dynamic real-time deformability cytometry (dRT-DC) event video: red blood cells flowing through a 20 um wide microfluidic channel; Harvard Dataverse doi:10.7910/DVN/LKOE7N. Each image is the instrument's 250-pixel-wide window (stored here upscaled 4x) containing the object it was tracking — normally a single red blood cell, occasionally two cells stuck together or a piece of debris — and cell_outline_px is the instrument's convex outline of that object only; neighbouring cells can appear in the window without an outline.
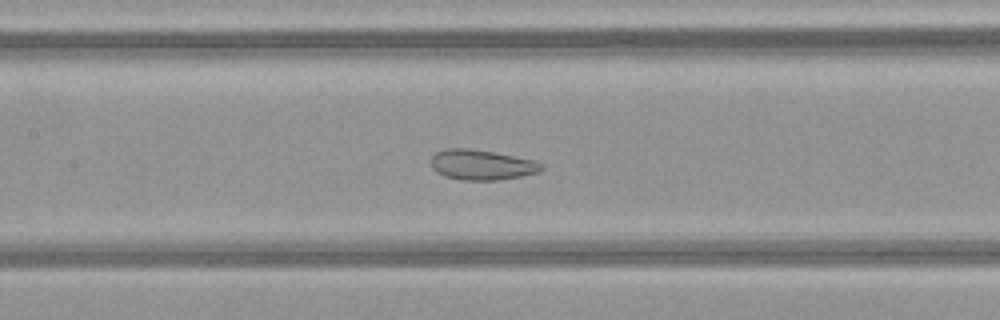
{"species": "common noctule bat (a hibernating species)", "species_latin": "Nyctalus noctula", "temperature_condition": "warm", "stored_images_in_passage": 51, "camera_frame_rate_fps": 3000, "um_per_image_px": 0.085, "animal": {"sex": "female", "body_mass_g": 21.9}, "frame": {"image": 1, "passage_image": 24, "time_ms": 7.667, "image_size_px": [1000, 320], "cell_outline_px": [[544, 168], [540, 172], [520, 176], [496, 180], [460, 180], [444, 176], [436, 172], [432, 168], [432, 156], [436, 152], [444, 148], [468, 148], [496, 152], [532, 160], [544, 164]], "centroid_in_image_um": [40.93, 14.0], "position_along_channel_um": 166.5, "area_um2": 19.54}}
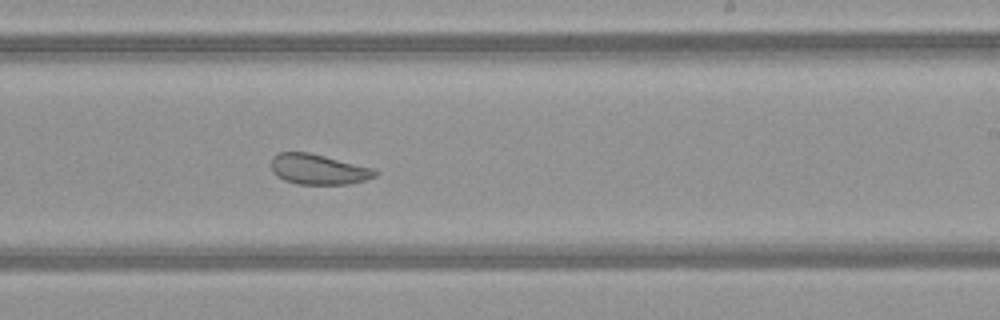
{"frame": {"image": 2, "passage_image": 31, "time_ms": 10.0, "image_size_px": [1000, 320], "cell_outline_px": [[376, 176], [364, 180], [348, 184], [296, 184], [284, 180], [276, 176], [272, 172], [272, 156], [276, 152], [308, 152], [376, 168]], "centroid_in_image_um": [27.04, 14.38], "position_along_channel_um": 262.0, "area_um2": 18.5}}
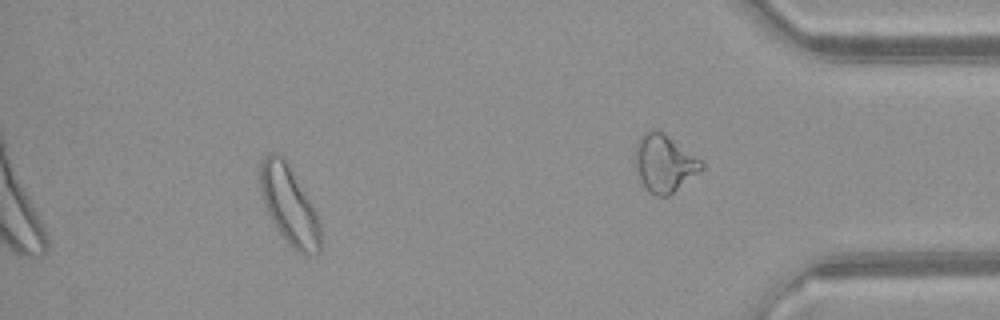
{"frame": {"image": 3, "passage_image": 46, "time_ms": 15.0, "image_size_px": [1000, 320], "cell_outline_px": [[320, 252], [316, 256], [304, 256], [296, 252], [288, 244], [276, 228], [268, 212], [260, 192], [260, 164], [264, 156], [268, 152], [280, 152], [284, 156], [312, 204], [316, 212], [320, 224]], "centroid_in_image_um": [24.59, 17.45], "position_along_channel_um": 410.6, "area_um2": 27.98}, "authors_computed_cell_mechanics": {"area_um2": 25.0852, "velocity_mm_per_s": 4.1131, "shape_relaxation_time_tau1_ms": null, "shape_relaxation_time_tau2_ms": 0.9662, "deformation_change_tau1": null, "deformation_change_tau2": 0.0718}}